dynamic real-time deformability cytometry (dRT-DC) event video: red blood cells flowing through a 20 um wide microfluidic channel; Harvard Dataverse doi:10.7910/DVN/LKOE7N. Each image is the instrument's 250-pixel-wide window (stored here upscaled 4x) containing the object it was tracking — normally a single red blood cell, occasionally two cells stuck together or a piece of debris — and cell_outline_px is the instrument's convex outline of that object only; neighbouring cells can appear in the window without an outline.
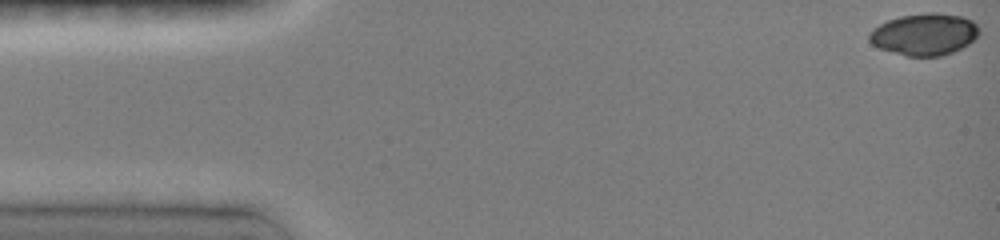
{"species": "common noctule bat (a hibernating species)", "species_latin": "Nyctalus noctula", "temperature_condition": "room temperature", "stored_images_in_passage": 81, "camera_frame_rate_fps": 3000, "um_per_image_px": 0.085, "animal": {"sex": "female", "body_mass_g": 19.0, "forearm_length_mm": 51.5}, "frame": {"image": 1, "passage_image": 1, "time_ms": 0.0, "image_size_px": [1000, 240], "cell_outline_px": [[980, 32], [968, 44], [952, 52], [940, 56], [908, 56], [880, 48], [872, 44], [868, 40], [868, 32], [880, 24], [888, 20], [900, 16], [932, 12], [936, 12], [960, 16], [972, 20], [980, 28]], "centroid_in_image_um": [78.56, 2.91], "position_along_channel_um": 6.4, "area_um2": 26.65}}
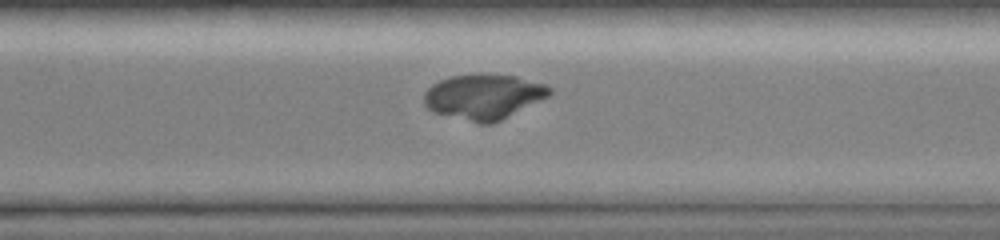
{"frame": {"image": 2, "passage_image": 63, "time_ms": 11.0, "image_size_px": [1000, 240], "cell_outline_px": [[552, 92], [548, 96], [492, 124], [480, 124], [432, 112], [424, 104], [424, 92], [432, 84], [440, 80], [452, 76], [480, 72], [516, 76], [544, 84], [552, 88]], "centroid_in_image_um": [41.07, 8.2], "position_along_channel_um": 329.5, "area_um2": 33.18}}
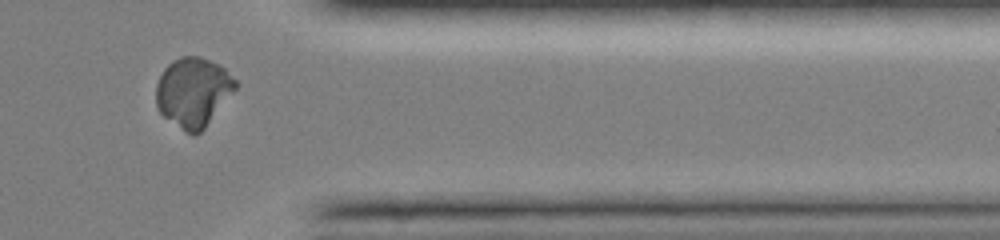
{"frame": {"image": 3, "passage_image": 72, "time_ms": 12.667, "image_size_px": [1000, 240], "cell_outline_px": [[240, 84], [204, 128], [196, 136], [192, 136], [184, 132], [164, 116], [160, 112], [156, 104], [156, 84], [164, 68], [172, 60], [180, 56], [200, 56], [220, 64]], "centroid_in_image_um": [16.42, 7.82], "position_along_channel_um": 395.0, "area_um2": 32.31}}